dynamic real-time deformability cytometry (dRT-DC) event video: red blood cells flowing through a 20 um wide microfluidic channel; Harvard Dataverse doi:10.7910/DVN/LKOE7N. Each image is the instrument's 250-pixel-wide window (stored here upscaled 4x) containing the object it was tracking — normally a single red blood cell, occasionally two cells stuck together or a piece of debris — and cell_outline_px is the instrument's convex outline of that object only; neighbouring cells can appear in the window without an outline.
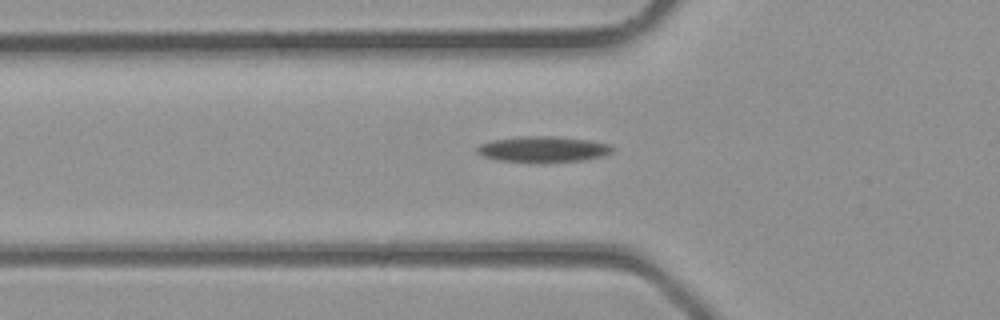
{"species": "common noctule bat (a hibernating species)", "species_latin": "Nyctalus noctula", "temperature_condition": "room temperature", "stored_images_in_passage": 31, "camera_frame_rate_fps": 3000, "um_per_image_px": 0.085, "animal": {"sex": "male", "body_mass_g": 23.1, "forearm_length_mm": 52.7}, "frame": {"image": 1, "passage_image": 4, "time_ms": 1.0, "image_size_px": [1000, 320], "cell_outline_px": [[612, 152], [604, 156], [580, 160], [500, 160], [484, 156], [476, 152], [476, 148], [480, 144], [492, 140], [520, 136], [552, 136], [588, 140], [608, 144], [612, 148]], "centroid_in_image_um": [46.14, 12.64], "position_along_channel_um": 79.7, "area_um2": 19.42}}
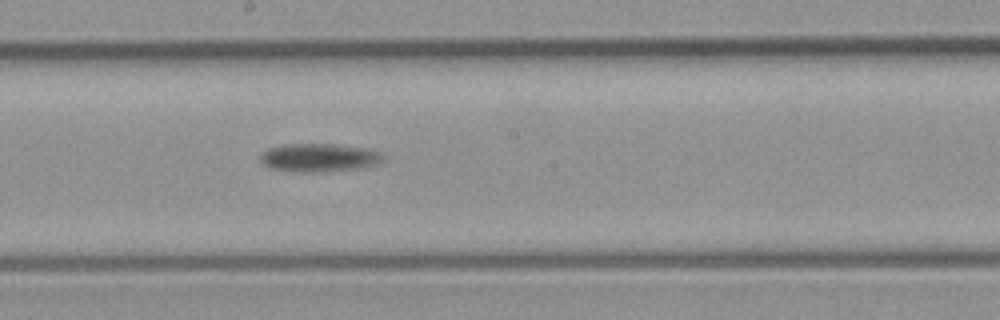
{"frame": {"image": 2, "passage_image": 12, "time_ms": 3.667, "image_size_px": [1000, 320], "cell_outline_px": [[384, 156], [380, 160], [372, 164], [356, 168], [316, 172], [300, 172], [272, 168], [264, 164], [260, 160], [260, 152], [268, 148], [288, 144], [332, 144], [364, 148], [380, 152]], "centroid_in_image_um": [27.03, 13.38], "position_along_channel_um": 221.2, "area_um2": 19.71}}
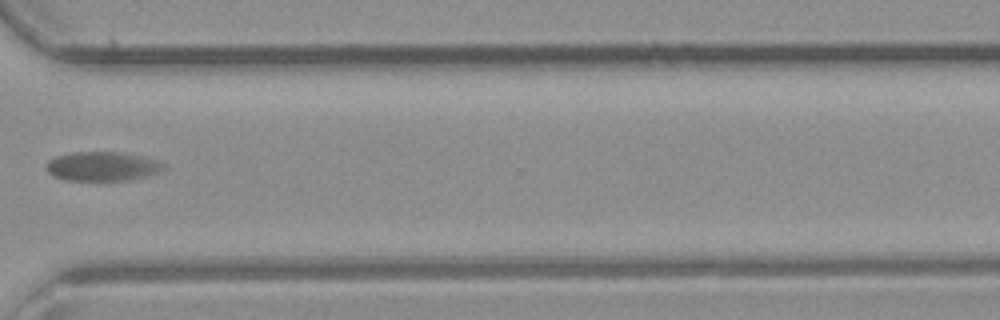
{"frame": {"image": 3, "passage_image": 20, "time_ms": 6.333, "image_size_px": [1000, 320], "cell_outline_px": [[164, 168], [160, 172], [128, 180], [64, 180], [52, 176], [48, 172], [48, 160], [56, 156], [72, 152], [120, 152], [144, 156], [160, 160], [164, 164]], "centroid_in_image_um": [8.72, 14.13], "position_along_channel_um": 361.9, "area_um2": 20.0}}